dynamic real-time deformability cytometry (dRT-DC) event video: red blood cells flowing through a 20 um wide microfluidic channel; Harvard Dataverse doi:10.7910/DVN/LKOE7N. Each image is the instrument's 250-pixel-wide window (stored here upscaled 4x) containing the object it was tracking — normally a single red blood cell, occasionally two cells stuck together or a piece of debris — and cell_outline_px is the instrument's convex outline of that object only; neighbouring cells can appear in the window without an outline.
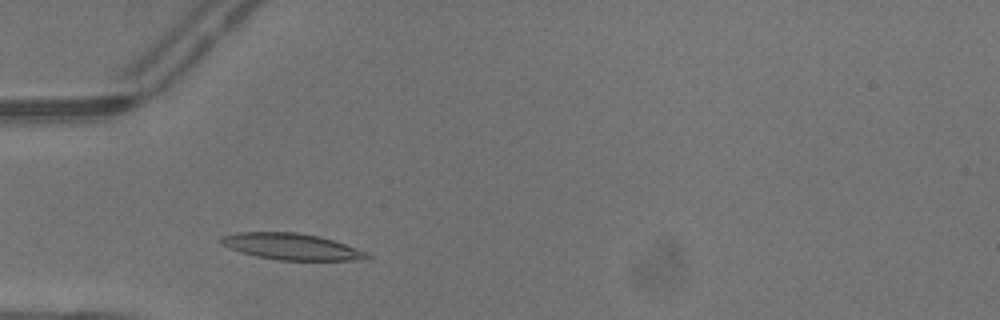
{"species": "common noctule bat (a hibernating species)", "species_latin": "Nyctalus noctula", "temperature_condition": "warm", "stored_images_in_passage": 3, "camera_frame_rate_fps": 3000, "um_per_image_px": 0.085, "animal": {"sex": "male", "body_mass_g": 13.3}, "frame": {"image": 1, "passage_image": 2, "time_ms": 0.333, "image_size_px": [1000, 320], "cell_outline_px": [[372, 256], [364, 260], [280, 260], [256, 256], [240, 252], [220, 244], [216, 240], [220, 236], [236, 232], [296, 232], [320, 236], [368, 252]], "centroid_in_image_um": [24.73, 20.95], "position_along_channel_um": 60.3, "area_um2": 22.6}}
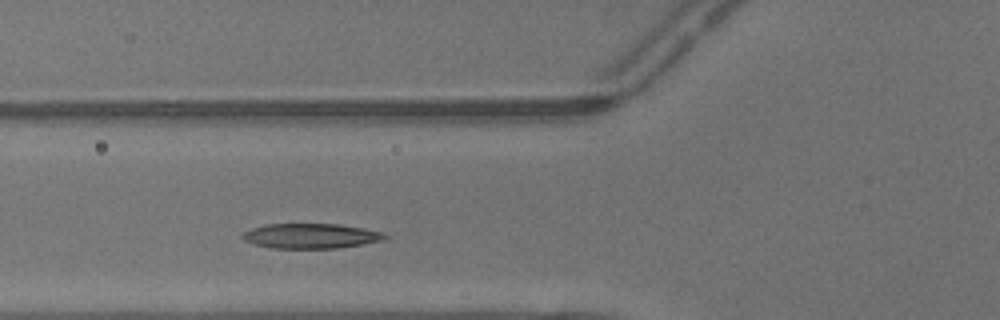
{"frame": {"image": 2, "passage_image": 3, "time_ms": 0.667, "image_size_px": [1000, 320], "cell_outline_px": [[388, 236], [384, 240], [364, 244], [340, 248], [272, 248], [256, 244], [244, 240], [240, 236], [244, 232], [252, 228], [264, 224], [340, 224], [364, 228], [384, 232]], "centroid_in_image_um": [26.46, 20.05], "position_along_channel_um": 99.3, "area_um2": 20.81}}